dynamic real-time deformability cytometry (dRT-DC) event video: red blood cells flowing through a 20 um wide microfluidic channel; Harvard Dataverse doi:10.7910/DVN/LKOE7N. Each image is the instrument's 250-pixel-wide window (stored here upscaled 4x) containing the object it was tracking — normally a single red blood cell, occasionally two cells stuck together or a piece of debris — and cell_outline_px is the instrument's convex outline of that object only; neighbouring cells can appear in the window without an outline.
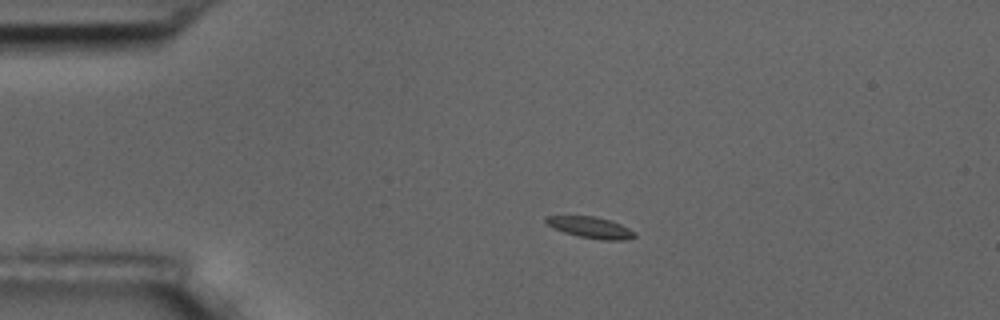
{"species": "common noctule bat (a hibernating species)", "species_latin": "Nyctalus noctula", "temperature_condition": "room temperature", "stored_images_in_passage": 4, "camera_frame_rate_fps": 3000, "um_per_image_px": 0.085, "animal": {"sex": "male", "body_mass_g": 17.5, "forearm_length_mm": 52.3}, "frame": {"image": 1, "passage_image": 2, "time_ms": 1.333, "image_size_px": [1000, 320], "cell_outline_px": [[636, 236], [628, 240], [600, 240], [580, 236], [564, 232], [548, 224], [544, 220], [544, 216], [596, 216], [620, 224], [636, 232]], "centroid_in_image_um": [50.24, 19.34], "position_along_channel_um": 34.8, "area_um2": 10.87}}
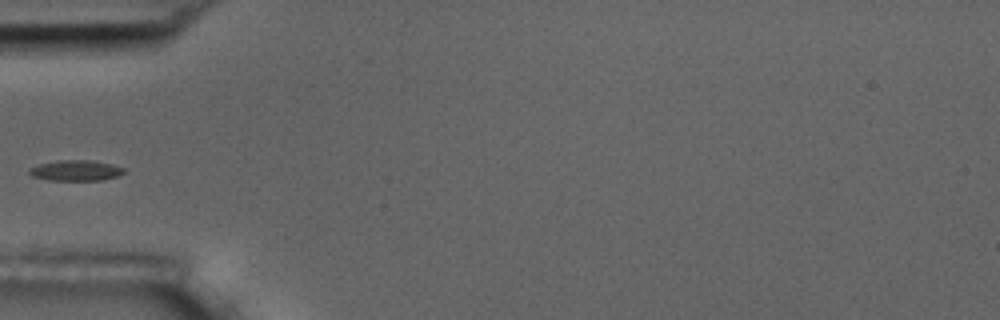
{"frame": {"image": 2, "passage_image": 4, "time_ms": 3.667, "image_size_px": [1000, 320], "cell_outline_px": [[124, 172], [120, 176], [100, 180], [48, 180], [32, 176], [28, 172], [28, 168], [40, 164], [60, 160], [88, 160], [112, 164], [124, 168]], "centroid_in_image_um": [6.44, 14.49], "position_along_channel_um": 78.6, "area_um2": 11.33}}